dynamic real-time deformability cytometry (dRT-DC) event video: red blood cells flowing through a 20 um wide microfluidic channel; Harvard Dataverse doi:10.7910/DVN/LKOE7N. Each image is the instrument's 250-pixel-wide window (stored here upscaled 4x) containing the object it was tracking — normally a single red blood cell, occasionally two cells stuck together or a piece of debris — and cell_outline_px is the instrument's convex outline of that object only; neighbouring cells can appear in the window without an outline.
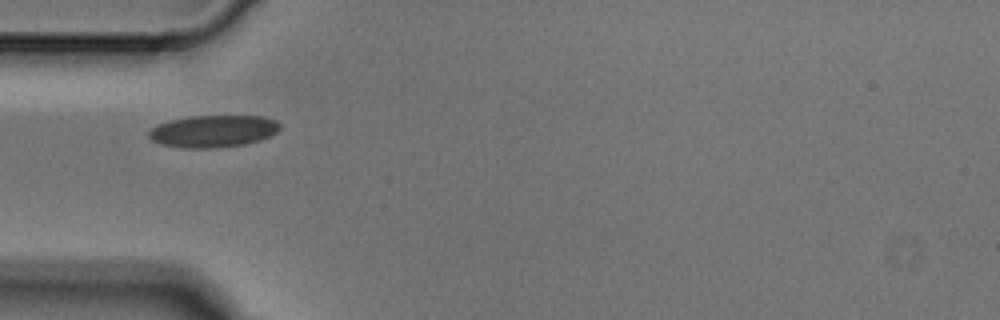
{"species": "Egyptian fruit bat (a non-hibernating species)", "species_latin": "Rousettus aegyptiacus", "temperature_condition": "cold", "stored_images_in_passage": 1, "camera_frame_rate_fps": 3000, "um_per_image_px": 0.085, "animal": {"sex": "male"}, "frame": {"image": 1, "passage_image": 1, "time_ms": 0.0, "image_size_px": [1000, 320], "cell_outline_px": [[280, 128], [276, 132], [260, 140], [244, 144], [220, 148], [184, 148], [160, 144], [152, 140], [148, 136], [148, 132], [156, 124], [168, 120], [188, 116], [264, 116], [276, 120], [280, 124]], "centroid_in_image_um": [18.09, 11.15], "position_along_channel_um": 66.9, "area_um2": 24.74}}